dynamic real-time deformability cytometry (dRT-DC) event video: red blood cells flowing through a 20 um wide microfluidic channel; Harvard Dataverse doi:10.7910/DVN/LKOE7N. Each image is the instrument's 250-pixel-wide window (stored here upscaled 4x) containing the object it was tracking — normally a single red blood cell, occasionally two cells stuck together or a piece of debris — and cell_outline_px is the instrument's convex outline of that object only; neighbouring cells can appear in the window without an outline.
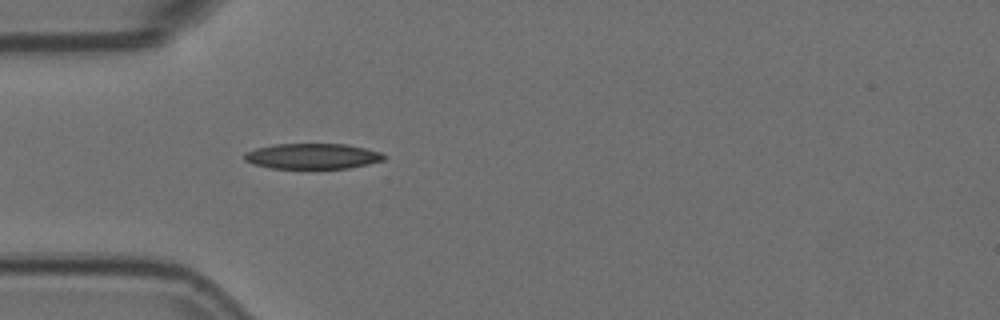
{"species": "Egyptian fruit bat (a non-hibernating species)", "species_latin": "Rousettus aegyptiacus", "temperature_condition": "room temperature", "stored_images_in_passage": 3, "camera_frame_rate_fps": 3000, "um_per_image_px": 0.085, "animal": {"sex": "female"}, "frame": {"image": 1, "passage_image": 3, "time_ms": 0.667, "image_size_px": [1000, 320], "cell_outline_px": [[388, 156], [384, 160], [368, 164], [348, 168], [272, 168], [252, 164], [244, 160], [244, 152], [256, 148], [276, 144], [348, 144], [380, 152]], "centroid_in_image_um": [26.56, 13.27], "position_along_channel_um": 58.4, "area_um2": 20.75}}